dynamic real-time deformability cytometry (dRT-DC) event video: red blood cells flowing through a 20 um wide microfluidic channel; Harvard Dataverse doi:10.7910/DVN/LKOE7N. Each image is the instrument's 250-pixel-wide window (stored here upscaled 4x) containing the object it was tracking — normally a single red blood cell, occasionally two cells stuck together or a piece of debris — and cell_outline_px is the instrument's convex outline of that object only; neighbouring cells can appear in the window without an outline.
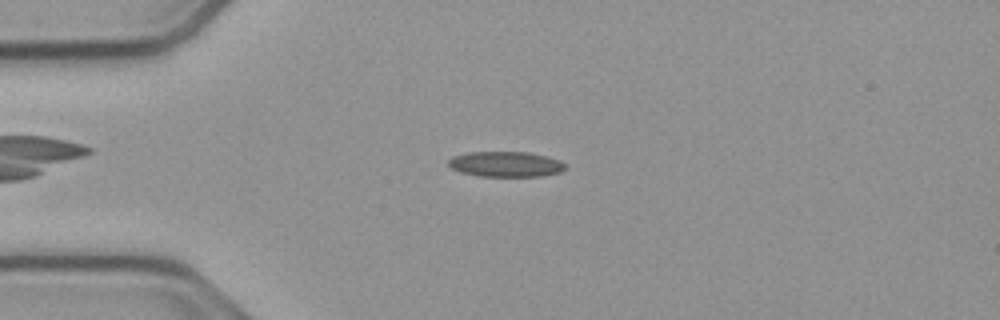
{"species": "common noctule bat (a hibernating species)", "species_latin": "Nyctalus noctula", "temperature_condition": "cold", "stored_images_in_passage": 42, "camera_frame_rate_fps": 3000, "um_per_image_px": 0.085, "animal": {"sex": "male", "body_mass_g": 23.1, "forearm_length_mm": 52.7}, "frame": {"image": 1, "passage_image": 1, "time_ms": 0.0, "image_size_px": [1000, 320], "cell_outline_px": [[568, 168], [560, 172], [540, 176], [480, 176], [460, 172], [452, 168], [448, 164], [448, 160], [452, 156], [468, 152], [528, 152], [548, 156], [560, 160], [568, 164]], "centroid_in_image_um": [43.03, 13.95], "position_along_channel_um": 42.0, "area_um2": 17.46}}
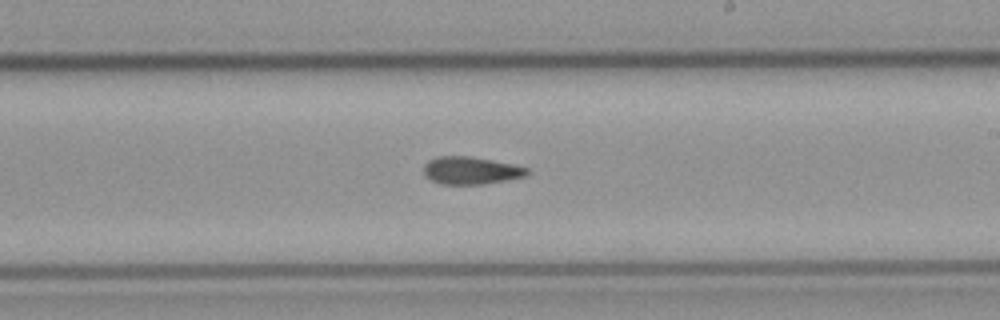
{"frame": {"image": 2, "passage_image": 19, "time_ms": 6.0, "image_size_px": [1000, 320], "cell_outline_px": [[532, 172], [524, 176], [508, 180], [484, 184], [440, 184], [424, 176], [424, 164], [428, 160], [436, 156], [468, 156], [512, 164], [528, 168]], "centroid_in_image_um": [40.01, 14.49], "position_along_channel_um": 249.0, "area_um2": 16.65}}
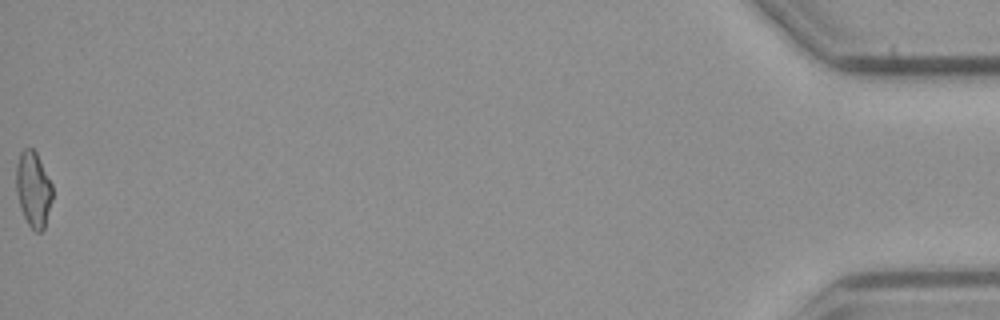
{"frame": {"image": 3, "passage_image": 42, "time_ms": 13.667, "image_size_px": [1000, 320], "cell_outline_px": [[52, 200], [44, 228], [40, 232], [36, 232], [28, 224], [20, 208], [16, 192], [16, 164], [20, 152], [24, 148], [32, 148], [36, 152], [52, 184]], "centroid_in_image_um": [2.82, 16.07], "position_along_channel_um": 432.4, "area_um2": 15.95}, "authors_computed_cell_mechanics": {"area_um2": 16.6464, "velocity_mm_per_s": 3.8093, "shape_relaxation_time_tau1_ms": null, "shape_relaxation_time_tau2_ms": 8.3848, "deformation_change_tau1": null, "deformation_change_tau2": 0.1589}}